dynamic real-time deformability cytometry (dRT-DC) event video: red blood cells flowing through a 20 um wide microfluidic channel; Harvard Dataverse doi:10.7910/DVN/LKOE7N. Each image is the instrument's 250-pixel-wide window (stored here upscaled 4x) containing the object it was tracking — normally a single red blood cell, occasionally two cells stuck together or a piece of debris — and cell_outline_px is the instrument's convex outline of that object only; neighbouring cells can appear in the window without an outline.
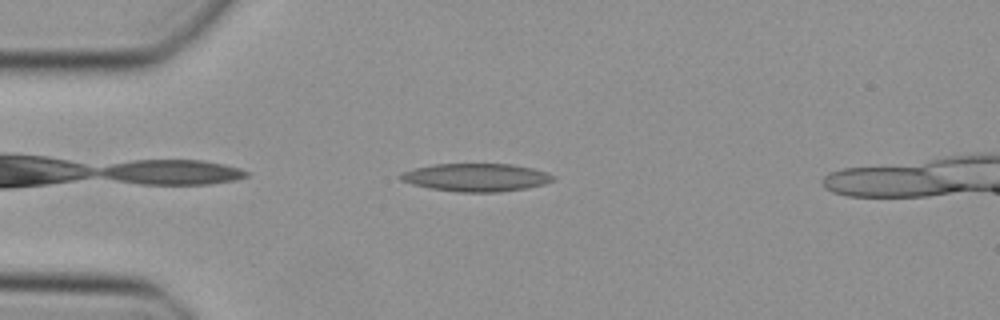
{"species": "Egyptian fruit bat (a non-hibernating species)", "species_latin": "Rousettus aegyptiacus", "temperature_condition": "cold", "stored_images_in_passage": 13, "camera_frame_rate_fps": 3000, "um_per_image_px": 0.085, "animal": {"sex": "female"}, "frame": {"image": 1, "passage_image": 4, "time_ms": 1.0, "image_size_px": [1000, 320], "cell_outline_px": [[556, 180], [544, 184], [524, 188], [496, 192], [456, 192], [428, 188], [412, 184], [400, 180], [396, 176], [400, 172], [432, 164], [512, 164], [532, 168], [544, 172], [552, 176]], "centroid_in_image_um": [40.39, 15.08], "position_along_channel_um": 44.6, "area_um2": 24.85}}
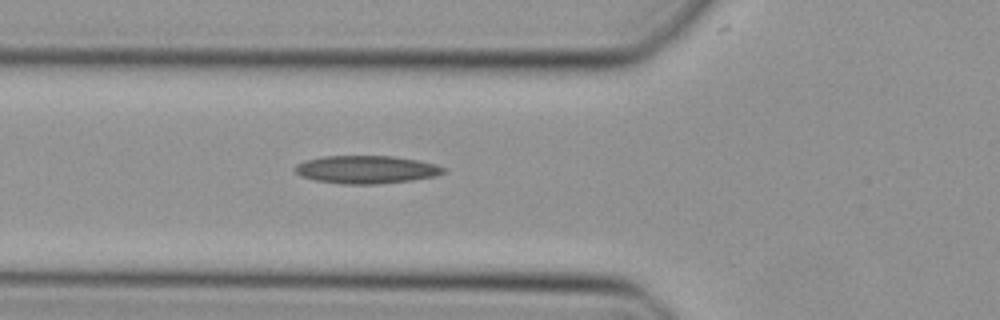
{"frame": {"image": 2, "passage_image": 9, "time_ms": 2.667, "image_size_px": [1000, 320], "cell_outline_px": [[444, 172], [436, 176], [412, 180], [376, 184], [344, 184], [316, 180], [304, 176], [296, 172], [292, 168], [296, 164], [308, 160], [324, 156], [392, 156], [416, 160], [436, 164], [444, 168]], "centroid_in_image_um": [31.14, 14.41], "position_along_channel_um": 94.7, "area_um2": 23.87}}
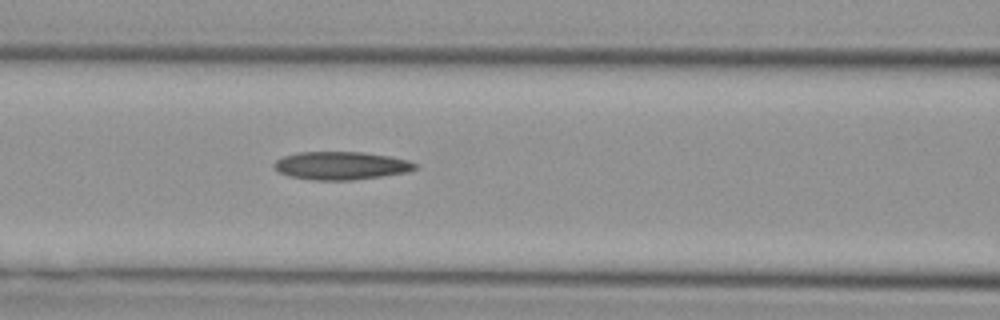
{"frame": {"image": 3, "passage_image": 12, "time_ms": 3.667, "image_size_px": [1000, 320], "cell_outline_px": [[420, 168], [408, 172], [352, 180], [316, 180], [292, 176], [280, 172], [272, 164], [276, 160], [284, 156], [300, 152], [364, 152], [388, 156], [408, 160], [420, 164]], "centroid_in_image_um": [29.06, 14.07], "position_along_channel_um": 137.5, "area_um2": 22.95}}